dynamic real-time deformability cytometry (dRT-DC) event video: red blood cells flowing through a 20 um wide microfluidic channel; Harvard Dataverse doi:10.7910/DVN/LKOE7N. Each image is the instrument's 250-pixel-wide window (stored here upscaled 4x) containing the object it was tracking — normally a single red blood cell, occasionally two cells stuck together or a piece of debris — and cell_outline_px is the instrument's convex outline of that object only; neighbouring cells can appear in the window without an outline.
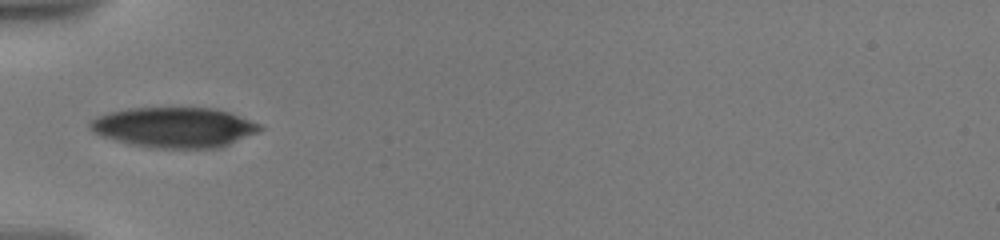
{"species": "human", "species_latin": "Homo sapiens", "temperature_condition": "warm", "stored_images_in_passage": 44, "camera_frame_rate_fps": 3000, "um_per_image_px": 0.085, "donor": {"sex": "male"}, "frame": {"image": 1, "passage_image": 1, "time_ms": 0.0, "image_size_px": [1000, 240], "cell_outline_px": [[264, 128], [260, 132], [220, 148], [156, 148], [132, 144], [100, 136], [92, 132], [88, 124], [96, 116], [108, 112], [128, 108], [216, 108], [264, 124]], "centroid_in_image_um": [14.85, 10.82], "position_along_channel_um": 70.1, "area_um2": 40.17}}
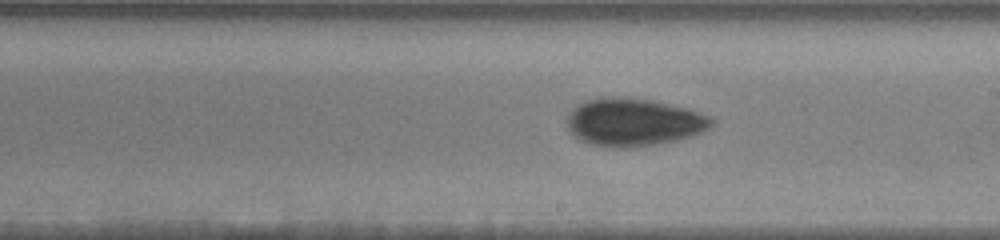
{"frame": {"image": 2, "passage_image": 24, "time_ms": 4.667, "image_size_px": [1000, 240], "cell_outline_px": [[712, 124], [708, 128], [700, 132], [676, 140], [656, 144], [612, 148], [588, 144], [580, 140], [568, 128], [568, 116], [580, 104], [588, 100], [608, 96], [620, 96], [652, 100], [688, 108], [708, 116], [712, 120]], "centroid_in_image_um": [53.85, 10.37], "position_along_channel_um": 235.2, "area_um2": 39.59}}
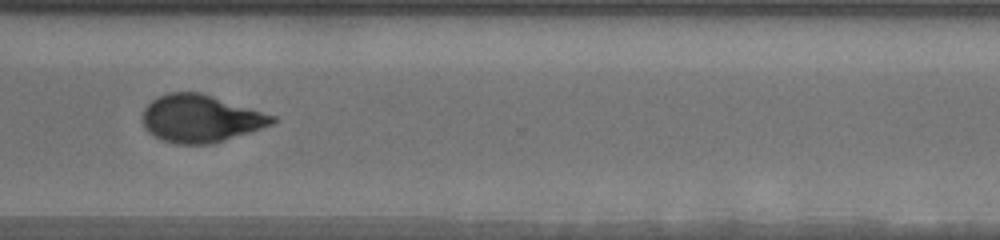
{"frame": {"image": 3, "passage_image": 43, "time_ms": 8.0, "image_size_px": [1000, 240], "cell_outline_px": [[276, 120], [272, 124], [212, 144], [176, 144], [160, 140], [148, 132], [144, 128], [144, 108], [152, 100], [168, 92], [200, 92], [276, 116]], "centroid_in_image_um": [17.02, 10.08], "position_along_channel_um": 353.6, "area_um2": 35.55}}